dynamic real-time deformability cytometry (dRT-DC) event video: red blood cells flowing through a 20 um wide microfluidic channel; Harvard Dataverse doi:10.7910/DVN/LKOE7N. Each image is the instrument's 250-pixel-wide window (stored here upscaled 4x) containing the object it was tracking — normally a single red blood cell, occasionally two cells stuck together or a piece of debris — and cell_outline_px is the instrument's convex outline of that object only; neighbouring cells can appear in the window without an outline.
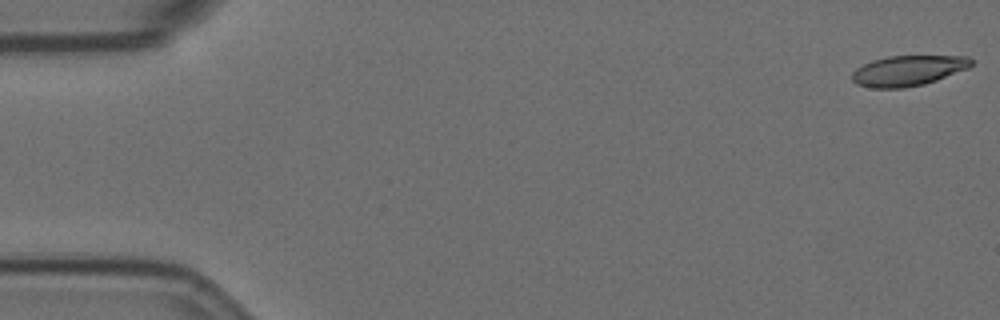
{"species": "Egyptian fruit bat (a non-hibernating species)", "species_latin": "Rousettus aegyptiacus", "temperature_condition": "room temperature", "stored_images_in_passage": 57, "camera_frame_rate_fps": 3000, "um_per_image_px": 0.085, "animal": {"sex": "female"}, "frame": {"image": 1, "passage_image": 1, "time_ms": 0.0, "image_size_px": [1000, 320], "cell_outline_px": [[972, 64], [968, 68], [936, 80], [924, 84], [904, 88], [872, 88], [856, 84], [852, 80], [852, 72], [856, 68], [872, 60], [888, 56], [968, 56], [972, 60]], "centroid_in_image_um": [77.16, 6.0], "position_along_channel_um": 7.8, "area_um2": 21.04}}
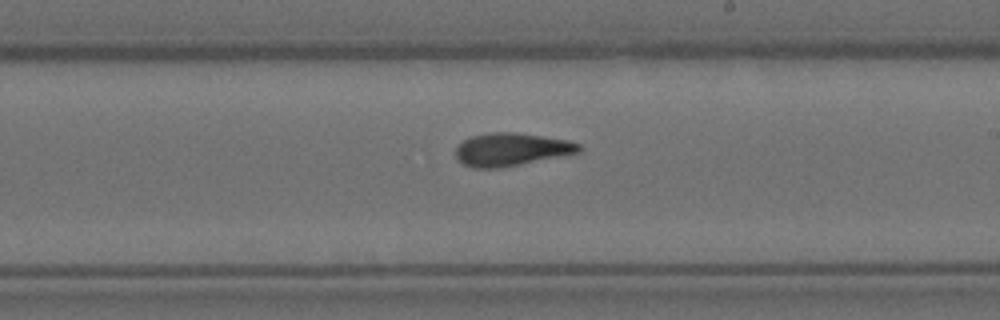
{"frame": {"image": 2, "passage_image": 33, "time_ms": 10.667, "image_size_px": [1000, 320], "cell_outline_px": [[584, 148], [580, 152], [496, 168], [472, 168], [456, 160], [456, 148], [464, 140], [472, 136], [488, 132], [516, 132], [568, 140], [580, 144]], "centroid_in_image_um": [43.44, 12.69], "position_along_channel_um": 245.6, "area_um2": 23.41}}
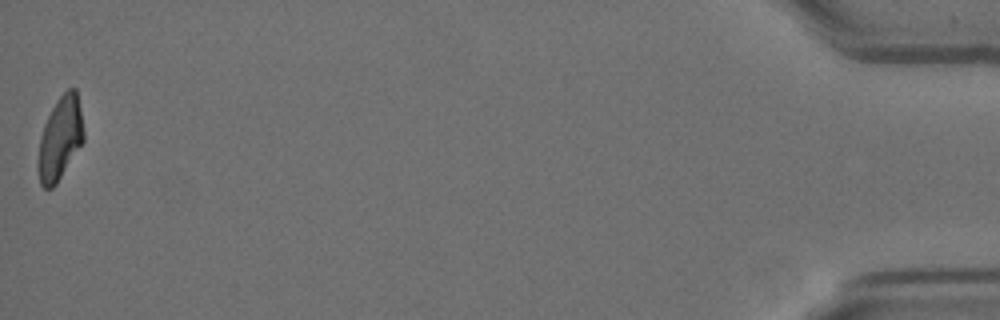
{"frame": {"image": 3, "passage_image": 57, "time_ms": 18.667, "image_size_px": [1000, 320], "cell_outline_px": [[84, 140], [56, 184], [52, 188], [44, 188], [40, 184], [36, 164], [40, 136], [44, 124], [56, 100], [68, 88], [76, 88], [80, 108], [84, 132]], "centroid_in_image_um": [5.08, 11.77], "position_along_channel_um": 430.1, "area_um2": 22.08}, "authors_computed_cell_mechanics": {"area_um2": 23.0622, "velocity_mm_per_s": 3.5445, "shape_relaxation_time_tau1_ms": null, "shape_relaxation_time_tau2_ms": 3.7638, "deformation_change_tau1": null, "deformation_change_tau2": 0.1146}}